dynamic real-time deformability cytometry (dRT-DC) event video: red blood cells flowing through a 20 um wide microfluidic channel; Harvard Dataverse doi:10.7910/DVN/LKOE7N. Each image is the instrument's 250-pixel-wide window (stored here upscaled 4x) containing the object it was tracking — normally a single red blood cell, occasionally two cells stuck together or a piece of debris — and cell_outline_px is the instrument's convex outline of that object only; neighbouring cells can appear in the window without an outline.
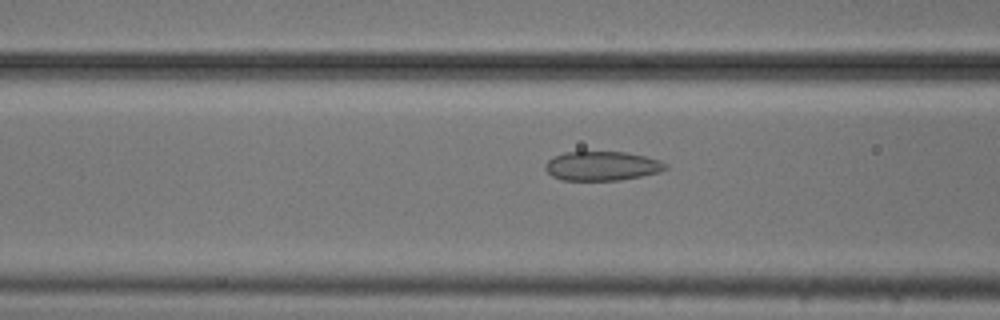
{"species": "common noctule bat (a hibernating species)", "species_latin": "Nyctalus noctula", "temperature_condition": "cold", "stored_images_in_passage": 44, "camera_frame_rate_fps": 3000, "um_per_image_px": 0.085, "animal": {"sex": "male", "body_mass_g": 20.5, "forearm_length_mm": 52.5}, "frame": {"image": 1, "passage_image": 11, "time_ms": 3.333, "image_size_px": [1000, 320], "cell_outline_px": [[668, 168], [660, 172], [620, 180], [564, 180], [552, 176], [544, 168], [544, 164], [552, 156], [564, 152], [624, 152], [644, 156], [660, 160], [668, 164]], "centroid_in_image_um": [51.16, 14.1], "position_along_channel_um": 115.4, "area_um2": 20.52}}
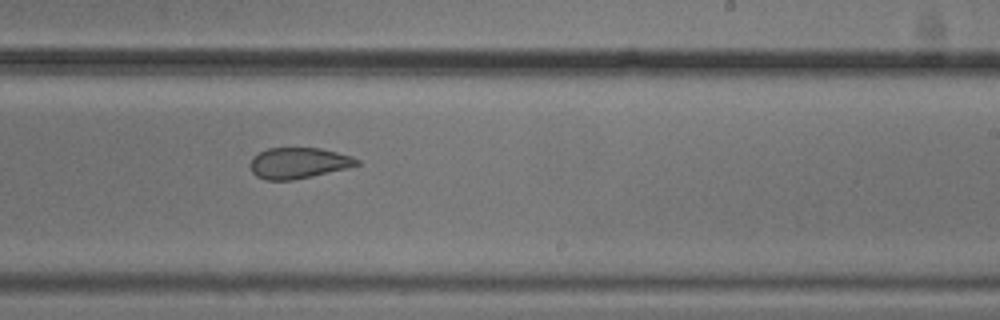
{"frame": {"image": 2, "passage_image": 23, "time_ms": 7.333, "image_size_px": [1000, 320], "cell_outline_px": [[360, 164], [348, 168], [312, 176], [292, 180], [264, 180], [256, 176], [252, 172], [252, 156], [268, 148], [320, 148], [352, 156], [360, 160]], "centroid_in_image_um": [25.39, 13.86], "position_along_channel_um": 263.6, "area_um2": 19.13}}
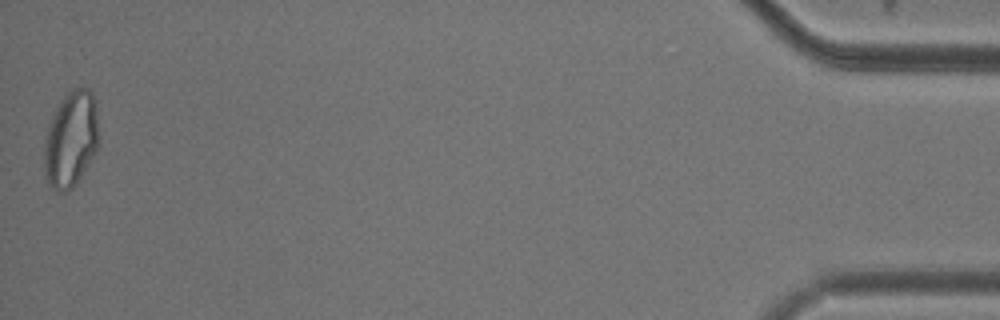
{"frame": {"image": 3, "passage_image": 44, "time_ms": 14.333, "image_size_px": [1000, 320], "cell_outline_px": [[96, 152], [76, 184], [72, 188], [64, 192], [56, 192], [48, 188], [44, 176], [44, 144], [48, 124], [56, 108], [64, 96], [72, 88], [88, 88], [92, 92], [96, 100]], "centroid_in_image_um": [5.98, 11.88], "position_along_channel_um": 429.2, "area_um2": 30.63}, "authors_computed_cell_mechanics": {"area_um2": 21.1837, "velocity_mm_per_s": 3.7049, "shape_relaxation_time_tau1_ms": null, "shape_relaxation_time_tau2_ms": 1.9283, "deformation_change_tau1": null, "deformation_change_tau2": 0.0774}}